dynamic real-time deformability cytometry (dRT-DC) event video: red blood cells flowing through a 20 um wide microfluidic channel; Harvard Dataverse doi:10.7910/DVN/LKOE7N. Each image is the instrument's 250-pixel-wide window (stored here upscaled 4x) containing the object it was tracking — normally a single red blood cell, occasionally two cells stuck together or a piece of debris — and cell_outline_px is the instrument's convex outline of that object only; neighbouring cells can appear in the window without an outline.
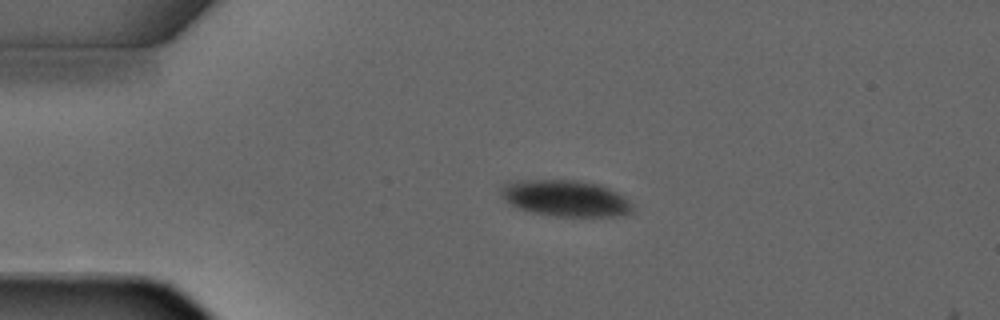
{"species": "common noctule bat (a hibernating species)", "species_latin": "Nyctalus noctula", "temperature_condition": "warm", "stored_images_in_passage": 2, "camera_frame_rate_fps": 3000, "um_per_image_px": 0.085, "animal": {"sex": "male", "forearm_length_mm": 52.5}, "frame": {"image": 1, "passage_image": 1, "time_ms": 0.0, "image_size_px": [1000, 320], "cell_outline_px": [[632, 212], [616, 216], [556, 216], [532, 212], [520, 208], [504, 200], [500, 192], [500, 188], [508, 180], [580, 180], [600, 184], [620, 192], [632, 204]], "centroid_in_image_um": [48.08, 16.83], "position_along_channel_um": 36.9, "area_um2": 28.03}}